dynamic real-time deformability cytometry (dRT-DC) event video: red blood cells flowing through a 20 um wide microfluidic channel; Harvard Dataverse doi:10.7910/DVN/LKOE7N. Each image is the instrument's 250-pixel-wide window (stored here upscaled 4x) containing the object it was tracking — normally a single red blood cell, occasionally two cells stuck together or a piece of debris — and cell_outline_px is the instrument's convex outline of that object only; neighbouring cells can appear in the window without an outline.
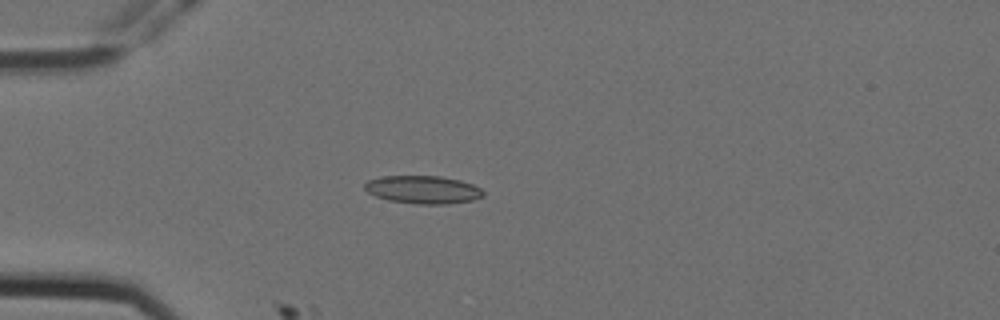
{"species": "Egyptian fruit bat (a non-hibernating species)", "species_latin": "Rousettus aegyptiacus", "temperature_condition": "cold", "stored_images_in_passage": 4, "camera_frame_rate_fps": 3000, "um_per_image_px": 0.085, "animal": {"sex": "female"}, "frame": {"image": 1, "passage_image": 1, "time_ms": 0.0, "image_size_px": [1000, 320], "cell_outline_px": [[484, 196], [472, 200], [448, 204], [416, 204], [388, 200], [376, 196], [368, 192], [364, 188], [364, 184], [368, 180], [384, 176], [440, 176], [460, 180], [472, 184], [480, 188], [484, 192]], "centroid_in_image_um": [35.96, 16.12], "position_along_channel_um": 49.0, "area_um2": 19.31}}